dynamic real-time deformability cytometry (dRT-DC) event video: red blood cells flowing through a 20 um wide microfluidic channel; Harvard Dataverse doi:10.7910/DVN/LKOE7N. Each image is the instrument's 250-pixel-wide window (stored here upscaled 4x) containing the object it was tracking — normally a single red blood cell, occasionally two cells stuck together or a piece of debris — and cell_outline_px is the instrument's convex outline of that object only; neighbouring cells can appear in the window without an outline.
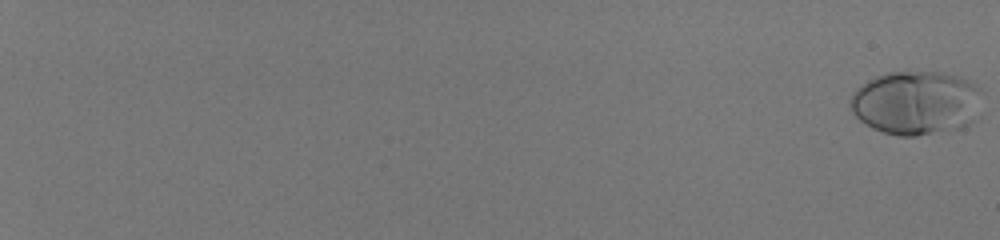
{"species": "human", "species_latin": "Homo sapiens", "temperature_condition": "room temperature", "stored_images_in_passage": 58, "camera_frame_rate_fps": 3000, "um_per_image_px": 0.085, "donor": {"sex": "male"}, "frame": {"image": 1, "passage_image": 1, "time_ms": 0.0, "image_size_px": [1000, 240], "cell_outline_px": [[980, 88], [972, 120], [964, 128], [916, 136], [896, 136], [872, 128], [860, 120], [852, 112], [848, 104], [848, 100], [852, 92], [856, 88], [868, 80], [876, 76], [888, 72], [944, 72], [956, 76], [976, 84]], "centroid_in_image_um": [77.78, 8.74], "position_along_channel_um": 7.2, "area_um2": 48.9}}
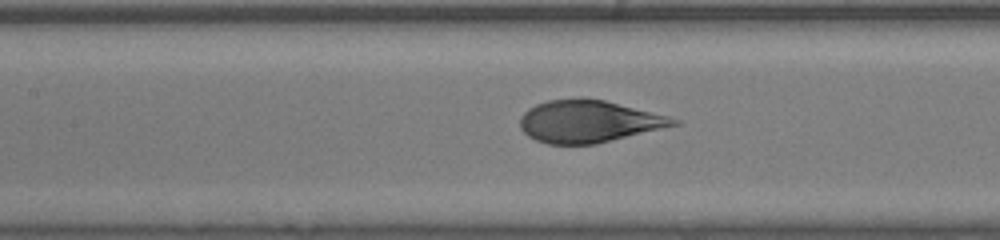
{"frame": {"image": 2, "passage_image": 34, "time_ms": 11.0, "image_size_px": [1000, 240], "cell_outline_px": [[680, 124], [596, 144], [548, 144], [536, 140], [528, 136], [520, 128], [520, 116], [528, 108], [536, 104], [548, 100], [604, 100], [668, 116], [680, 120]], "centroid_in_image_um": [50.02, 10.34], "position_along_channel_um": 157.4, "area_um2": 37.11}}
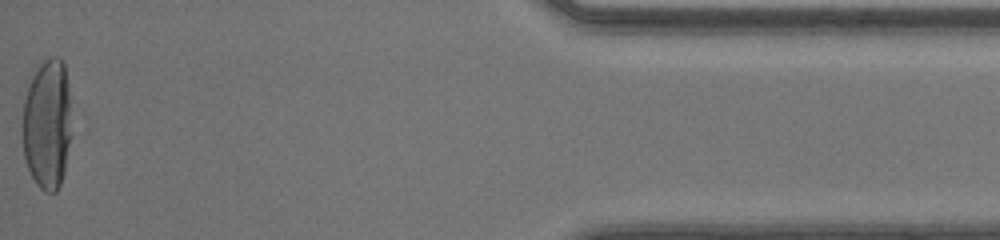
{"frame": {"image": 3, "passage_image": 58, "time_ms": 19.0, "image_size_px": [1000, 240], "cell_outline_px": [[72, 136], [64, 172], [60, 184], [56, 192], [44, 192], [36, 184], [28, 168], [24, 156], [24, 100], [32, 76], [40, 64], [44, 60], [52, 56], [60, 56], [64, 64], [68, 88]], "centroid_in_image_um": [4.05, 10.57], "position_along_channel_um": 431.2, "area_um2": 37.17}, "authors_computed_cell_mechanics": {"area_um2": 40.7201, "velocity_mm_per_s": 4.1063, "shape_relaxation_time_tau1_ms": 4.235, "shape_relaxation_time_tau2_ms": null, "deformation_change_tau1": 0.2309, "deformation_change_tau2": null}}